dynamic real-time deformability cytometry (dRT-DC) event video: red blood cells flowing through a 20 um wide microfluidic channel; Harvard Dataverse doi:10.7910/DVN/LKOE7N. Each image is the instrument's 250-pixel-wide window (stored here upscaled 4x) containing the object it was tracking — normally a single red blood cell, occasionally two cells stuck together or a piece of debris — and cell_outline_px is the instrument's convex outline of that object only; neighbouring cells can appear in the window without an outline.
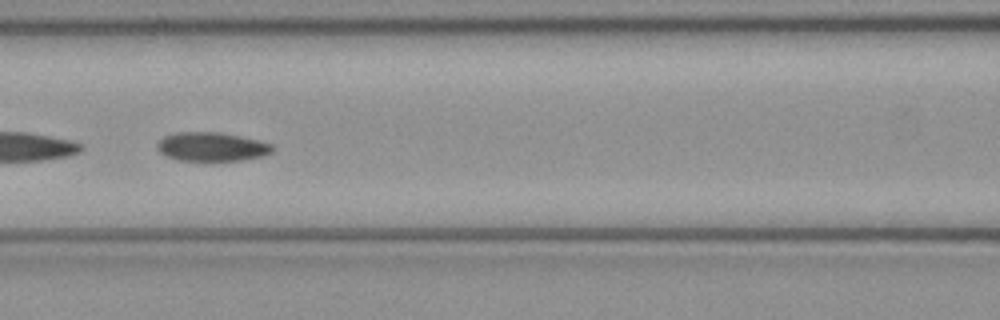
{"species": "common noctule bat (a hibernating species)", "species_latin": "Nyctalus noctula", "temperature_condition": "cold", "stored_images_in_passage": 8, "camera_frame_rate_fps": 3000, "um_per_image_px": 0.085, "animal": {"sex": "female", "body_mass_g": 21.9}, "frame": {"image": 1, "passage_image": 7, "time_ms": 2.0, "image_size_px": [1000, 320], "cell_outline_px": [[272, 152], [264, 156], [240, 160], [176, 160], [160, 152], [156, 148], [156, 144], [164, 136], [176, 132], [220, 132], [240, 136], [272, 144]], "centroid_in_image_um": [17.97, 12.46], "position_along_channel_um": 148.6, "area_um2": 19.25}}
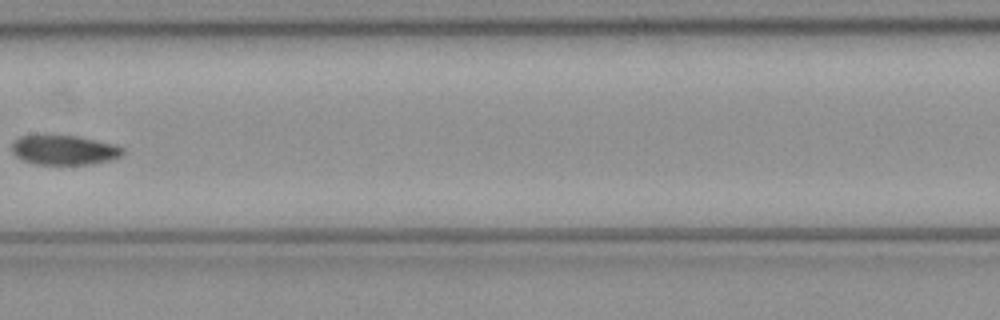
{"frame": {"image": 2, "passage_image": 8, "time_ms": 2.333, "image_size_px": [1000, 320], "cell_outline_px": [[124, 152], [120, 156], [112, 160], [88, 164], [36, 164], [24, 160], [16, 156], [12, 152], [12, 140], [20, 136], [80, 136], [116, 144], [124, 148]], "centroid_in_image_um": [5.48, 12.75], "position_along_channel_um": 201.9, "area_um2": 19.13}}